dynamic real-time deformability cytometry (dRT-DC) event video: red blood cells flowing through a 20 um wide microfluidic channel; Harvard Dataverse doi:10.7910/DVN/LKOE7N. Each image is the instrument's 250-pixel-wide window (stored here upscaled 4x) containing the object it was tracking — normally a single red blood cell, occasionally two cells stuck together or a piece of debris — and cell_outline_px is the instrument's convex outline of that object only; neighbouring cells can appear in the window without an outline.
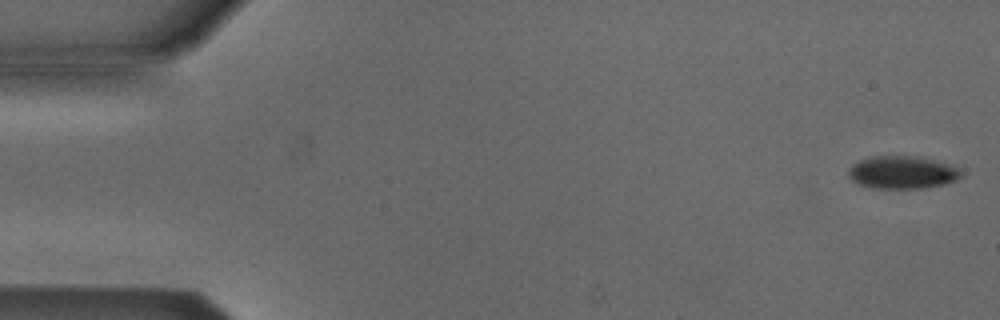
{"species": "Egyptian fruit bat (a non-hibernating species)", "species_latin": "Rousettus aegyptiacus", "temperature_condition": "cold", "stored_images_in_passage": 5, "camera_frame_rate_fps": 3000, "um_per_image_px": 0.085, "animal": {"sex": "male"}, "frame": {"image": 1, "passage_image": 1, "time_ms": 0.0, "image_size_px": [1000, 320], "cell_outline_px": [[960, 176], [956, 180], [944, 184], [924, 188], [872, 188], [856, 184], [848, 176], [848, 168], [852, 164], [868, 156], [916, 156], [948, 164], [956, 168], [960, 172]], "centroid_in_image_um": [76.61, 14.65], "position_along_channel_um": 8.4, "area_um2": 21.44}}
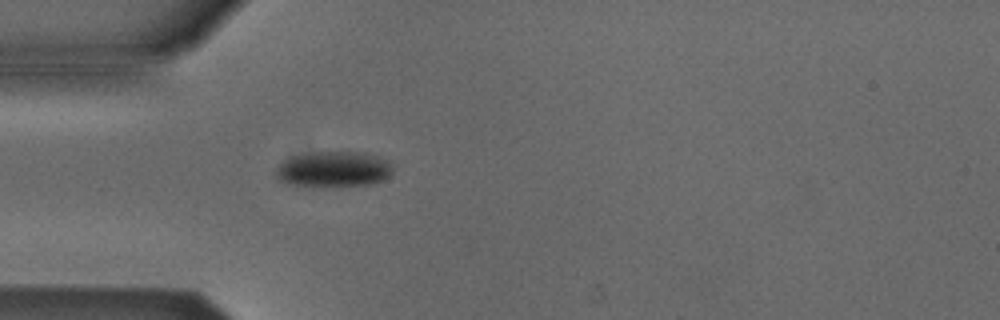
{"frame": {"image": 2, "passage_image": 5, "time_ms": 4.667, "image_size_px": [1000, 320], "cell_outline_px": [[392, 172], [384, 180], [372, 184], [340, 188], [312, 188], [288, 184], [276, 180], [276, 168], [284, 160], [296, 156], [312, 152], [364, 152], [376, 156], [392, 164]], "centroid_in_image_um": [28.33, 14.44], "position_along_channel_um": 56.7, "area_um2": 25.09}}